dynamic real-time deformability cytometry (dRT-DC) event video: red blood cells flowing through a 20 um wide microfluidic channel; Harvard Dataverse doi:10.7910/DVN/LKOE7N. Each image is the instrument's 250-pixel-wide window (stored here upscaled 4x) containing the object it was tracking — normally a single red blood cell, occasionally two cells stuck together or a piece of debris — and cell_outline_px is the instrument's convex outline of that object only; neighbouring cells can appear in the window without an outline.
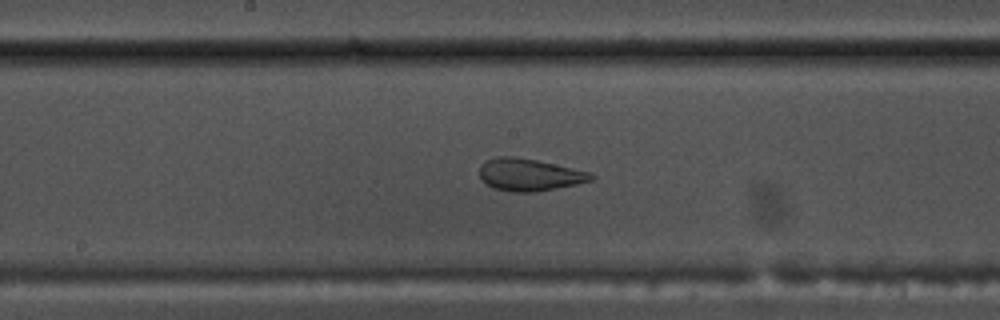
{"species": "common noctule bat (a hibernating species)", "species_latin": "Nyctalus noctula", "temperature_condition": "warm", "stored_images_in_passage": 54, "camera_frame_rate_fps": 3000, "um_per_image_px": 0.085, "animal": {"sex": "male", "body_mass_g": 17.5, "forearm_length_mm": 52.3}, "frame": {"image": 1, "passage_image": 28, "time_ms": 9.0, "image_size_px": [1000, 320], "cell_outline_px": [[596, 180], [536, 192], [512, 192], [496, 188], [488, 184], [480, 176], [480, 164], [496, 156], [516, 156], [536, 160], [592, 172], [596, 176]], "centroid_in_image_um": [45.05, 14.84], "position_along_channel_um": 203.1, "area_um2": 20.98}}
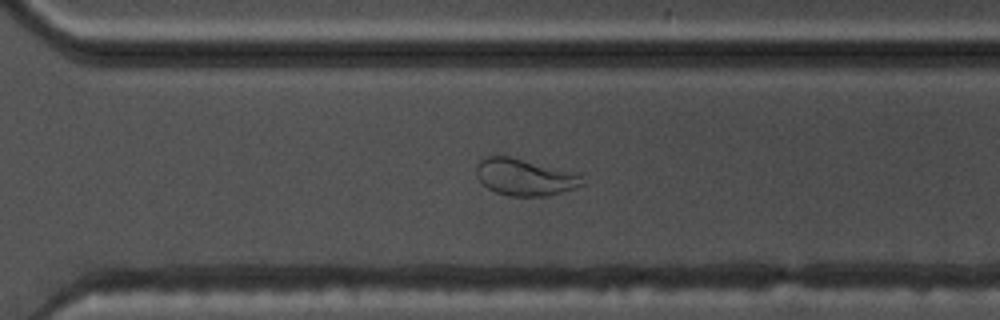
{"frame": {"image": 2, "passage_image": 38, "time_ms": 12.333, "image_size_px": [1000, 320], "cell_outline_px": [[584, 184], [560, 192], [544, 196], [508, 196], [496, 192], [488, 188], [476, 176], [476, 164], [484, 156], [512, 156], [580, 172]], "centroid_in_image_um": [44.62, 15.02], "position_along_channel_um": 326.0, "area_um2": 23.06}}
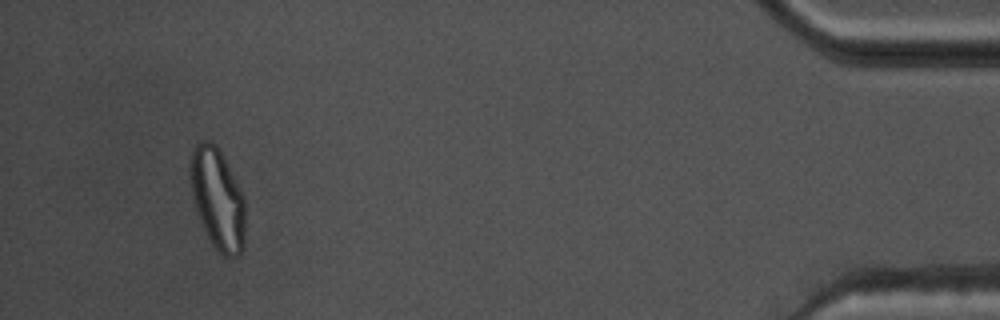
{"frame": {"image": 3, "passage_image": 51, "time_ms": 16.667, "image_size_px": [1000, 320], "cell_outline_px": [[244, 248], [240, 256], [224, 256], [212, 244], [200, 220], [192, 196], [192, 148], [196, 140], [212, 140], [216, 144], [244, 196]], "centroid_in_image_um": [18.51, 16.9], "position_along_channel_um": 416.7, "area_um2": 31.85}, "authors_computed_cell_mechanics": {"area_um2": 27.4839, "velocity_mm_per_s": 3.6902, "shape_relaxation_time_tau1_ms": null, "shape_relaxation_time_tau2_ms": 0.9893, "deformation_change_tau1": null, "deformation_change_tau2": 0.0778}}